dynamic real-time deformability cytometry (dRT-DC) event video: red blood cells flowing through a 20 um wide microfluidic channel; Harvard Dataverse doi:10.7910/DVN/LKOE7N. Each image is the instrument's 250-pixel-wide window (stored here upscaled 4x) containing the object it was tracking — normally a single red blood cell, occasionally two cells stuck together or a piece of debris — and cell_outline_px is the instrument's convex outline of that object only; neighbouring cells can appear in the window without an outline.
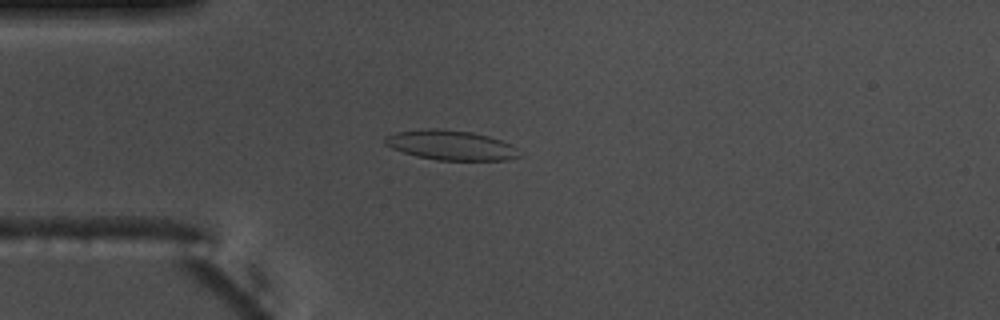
{"species": "common noctule bat (a hibernating species)", "species_latin": "Nyctalus noctula", "temperature_condition": "warm", "stored_images_in_passage": 56, "camera_frame_rate_fps": 3000, "um_per_image_px": 0.085, "animal": {"sex": "male", "body_mass_g": 17.5, "forearm_length_mm": 52.3}, "frame": {"image": 1, "passage_image": 15, "time_ms": 4.667, "image_size_px": [1000, 320], "cell_outline_px": [[524, 156], [508, 160], [440, 160], [416, 156], [392, 148], [384, 144], [384, 140], [388, 136], [396, 132], [428, 128], [436, 128], [472, 132], [488, 136], [512, 144]], "centroid_in_image_um": [38.37, 12.34], "position_along_channel_um": 46.6, "area_um2": 23.29}}
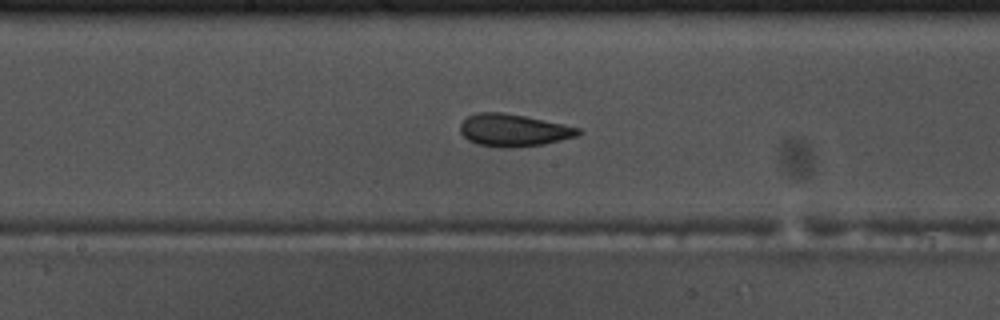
{"frame": {"image": 2, "passage_image": 29, "time_ms": 9.333, "image_size_px": [1000, 320], "cell_outline_px": [[584, 132], [576, 136], [544, 144], [512, 148], [500, 148], [476, 144], [468, 140], [460, 132], [460, 124], [468, 116], [476, 112], [500, 112], [524, 116], [564, 124], [580, 128]], "centroid_in_image_um": [43.64, 11.08], "position_along_channel_um": 204.6, "area_um2": 22.37}}
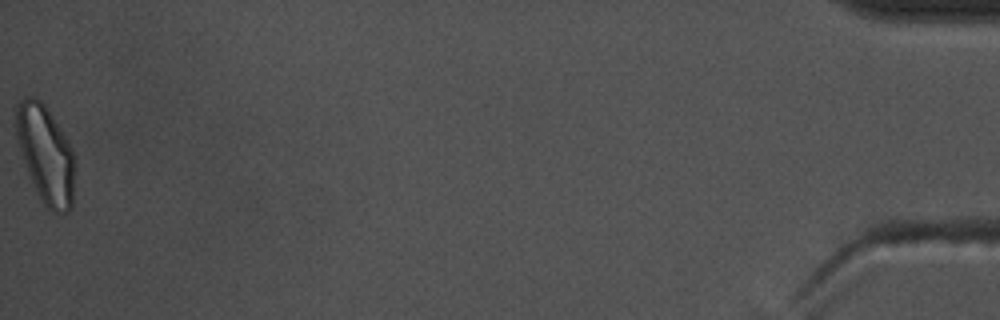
{"frame": {"image": 3, "passage_image": 56, "time_ms": 18.333, "image_size_px": [1000, 320], "cell_outline_px": [[76, 164], [72, 208], [68, 212], [56, 212], [48, 208], [40, 200], [36, 192], [28, 172], [16, 140], [16, 104], [24, 96], [36, 96], [44, 104], [68, 140], [72, 148], [76, 160]], "centroid_in_image_um": [3.9, 13.11], "position_along_channel_um": 431.3, "area_um2": 33.81}, "authors_computed_cell_mechanics": {"area_um2": 22.9466, "velocity_mm_per_s": 3.6868, "shape_relaxation_time_tau1_ms": 7.2149, "shape_relaxation_time_tau2_ms": 2.2622, "deformation_change_tau1": 0.1699, "deformation_change_tau2": 0.0682}}